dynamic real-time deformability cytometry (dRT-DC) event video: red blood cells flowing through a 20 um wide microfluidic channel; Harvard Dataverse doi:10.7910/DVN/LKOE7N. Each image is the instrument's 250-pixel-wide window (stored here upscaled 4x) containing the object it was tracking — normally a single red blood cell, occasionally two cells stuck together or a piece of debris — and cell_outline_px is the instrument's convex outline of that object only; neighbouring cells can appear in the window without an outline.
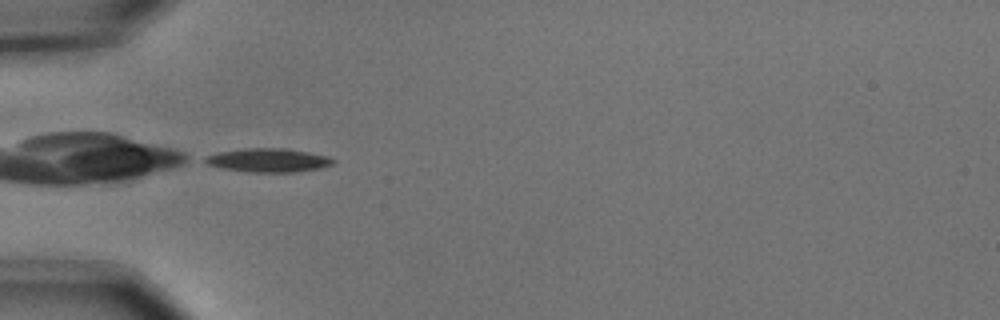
{"species": "common noctule bat (a hibernating species)", "species_latin": "Nyctalus noctula", "temperature_condition": "cold", "stored_images_in_passage": 2, "camera_frame_rate_fps": 3000, "um_per_image_px": 0.085, "animal": {"sex": "male", "body_mass_g": 15.6}, "frame": {"image": 1, "passage_image": 1, "time_ms": 0.0, "image_size_px": [1000, 320], "cell_outline_px": [[336, 160], [332, 164], [320, 168], [292, 172], [252, 172], [224, 168], [208, 164], [200, 160], [204, 156], [216, 152], [244, 148], [284, 148], [308, 152], [328, 156]], "centroid_in_image_um": [22.76, 13.6], "position_along_channel_um": 62.2, "area_um2": 17.69}}
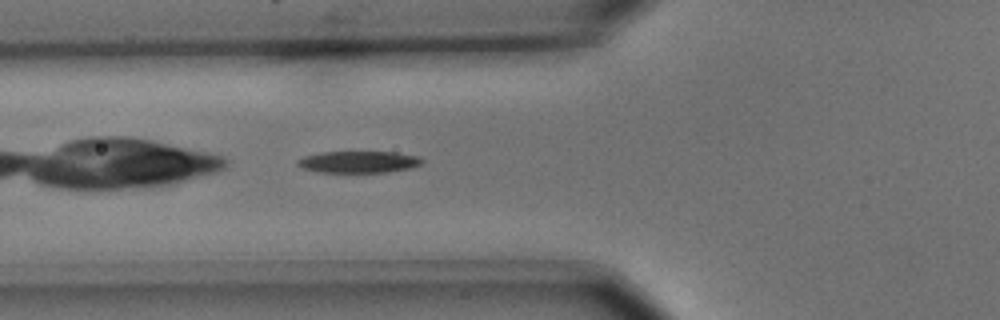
{"frame": {"image": 2, "passage_image": 2, "time_ms": 0.333, "image_size_px": [1000, 320], "cell_outline_px": [[424, 160], [420, 164], [412, 168], [388, 172], [320, 172], [300, 168], [296, 164], [296, 160], [304, 156], [320, 152], [396, 152], [420, 156]], "centroid_in_image_um": [30.48, 13.76], "position_along_channel_um": 95.3, "area_um2": 15.95}}